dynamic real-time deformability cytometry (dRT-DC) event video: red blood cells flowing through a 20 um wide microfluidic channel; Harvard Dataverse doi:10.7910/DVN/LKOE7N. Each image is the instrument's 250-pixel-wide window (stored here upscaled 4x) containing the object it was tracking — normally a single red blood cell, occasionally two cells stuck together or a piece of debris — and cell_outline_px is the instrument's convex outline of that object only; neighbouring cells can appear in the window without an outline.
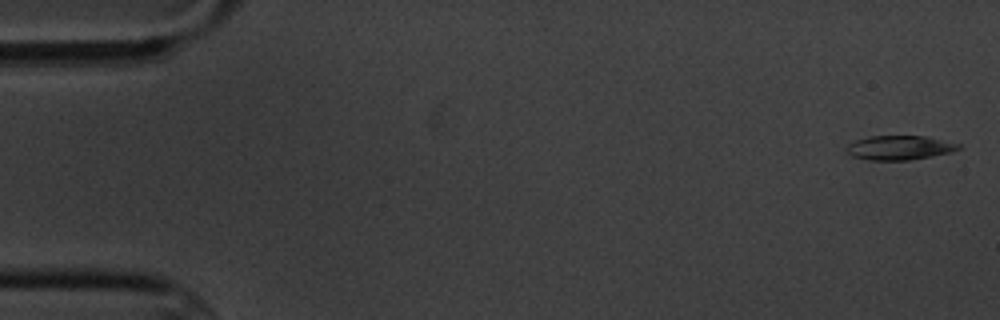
{"species": "common noctule bat (a hibernating species)", "species_latin": "Nyctalus noctula", "temperature_condition": "cold", "stored_images_in_passage": 5, "camera_frame_rate_fps": 3000, "um_per_image_px": 0.085, "animal": {"sex": "male", "body_mass_g": 20.1, "forearm_length_mm": 53.5}, "frame": {"image": 1, "passage_image": 1, "time_ms": 0.0, "image_size_px": [1000, 320], "cell_outline_px": [[960, 148], [952, 152], [932, 156], [908, 160], [868, 160], [852, 156], [844, 148], [848, 144], [856, 140], [868, 136], [924, 136], [960, 144]], "centroid_in_image_um": [76.42, 12.55], "position_along_channel_um": 8.6, "area_um2": 15.78}}
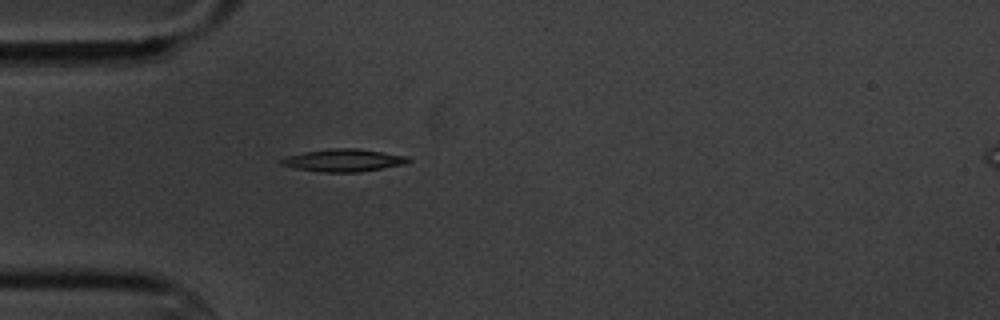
{"frame": {"image": 2, "passage_image": 5, "time_ms": 5.0, "image_size_px": [1000, 320], "cell_outline_px": [[412, 160], [404, 164], [360, 172], [324, 172], [296, 168], [280, 164], [280, 160], [288, 156], [304, 152], [332, 148], [356, 148], [384, 152], [408, 156]], "centroid_in_image_um": [29.24, 13.62], "position_along_channel_um": 55.8, "area_um2": 16.53}}